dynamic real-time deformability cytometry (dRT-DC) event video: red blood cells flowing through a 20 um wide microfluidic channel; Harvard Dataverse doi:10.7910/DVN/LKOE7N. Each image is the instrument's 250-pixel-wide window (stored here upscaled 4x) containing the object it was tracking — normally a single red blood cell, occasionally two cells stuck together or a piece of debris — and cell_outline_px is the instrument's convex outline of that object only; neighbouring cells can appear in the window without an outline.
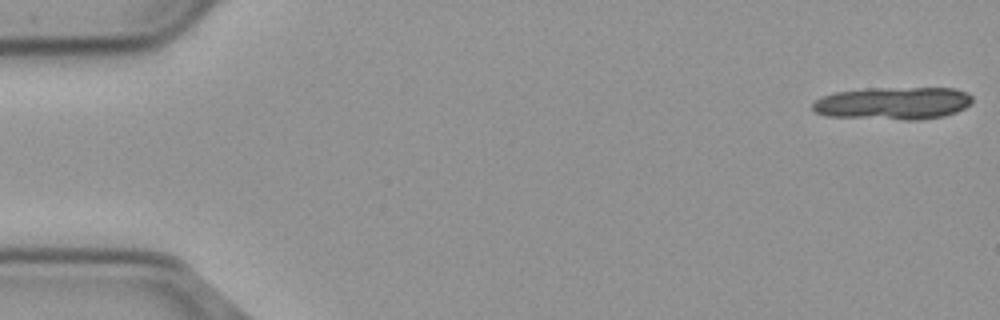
{"species": "common noctule bat (a hibernating species)", "species_latin": "Nyctalus noctula", "temperature_condition": "cold", "stored_images_in_passage": 25, "camera_frame_rate_fps": 3000, "um_per_image_px": 0.085, "animal": {"sex": "male", "body_mass_g": 23.1, "forearm_length_mm": 52.7}, "frame": {"image": 1, "passage_image": 1, "time_ms": 0.0, "image_size_px": [1000, 320], "cell_outline_px": [[972, 104], [956, 112], [944, 116], [920, 120], [904, 120], [828, 116], [816, 112], [812, 108], [812, 104], [816, 100], [824, 96], [836, 92], [868, 88], [956, 88], [968, 92], [972, 96]], "centroid_in_image_um": [75.98, 8.78], "position_along_channel_um": 9.0, "area_um2": 30.52}}